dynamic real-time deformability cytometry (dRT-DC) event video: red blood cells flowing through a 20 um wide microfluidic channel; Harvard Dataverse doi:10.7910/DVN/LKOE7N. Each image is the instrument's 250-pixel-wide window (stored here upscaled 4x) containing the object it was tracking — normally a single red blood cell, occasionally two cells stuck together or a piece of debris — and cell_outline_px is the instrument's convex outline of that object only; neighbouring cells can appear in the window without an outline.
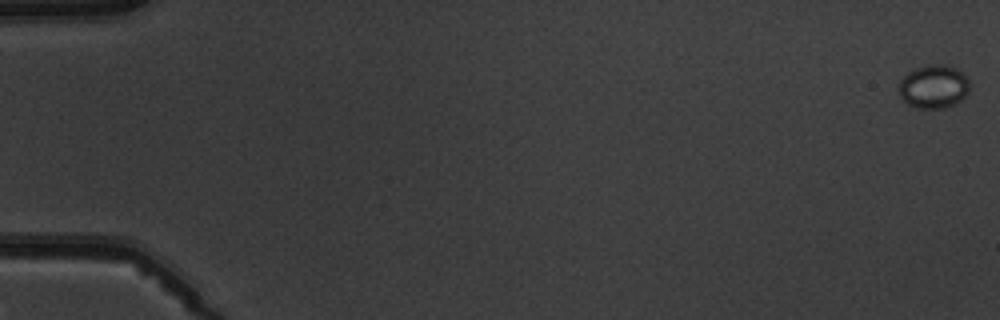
{"species": "common noctule bat (a hibernating species)", "species_latin": "Nyctalus noctula", "temperature_condition": "warm", "stored_images_in_passage": 6, "camera_frame_rate_fps": 3000, "um_per_image_px": 0.085, "animal": {"sex": "male", "body_mass_g": 19.5, "forearm_length_mm": 54.6}, "frame": {"image": 1, "passage_image": 1, "time_ms": 0.0, "image_size_px": [1000, 320], "cell_outline_px": [[968, 92], [956, 104], [944, 108], [916, 108], [908, 104], [900, 96], [900, 80], [908, 72], [916, 68], [928, 64], [944, 64], [956, 68], [968, 80]], "centroid_in_image_um": [79.35, 7.36], "position_along_channel_um": 5.7, "area_um2": 17.74}}
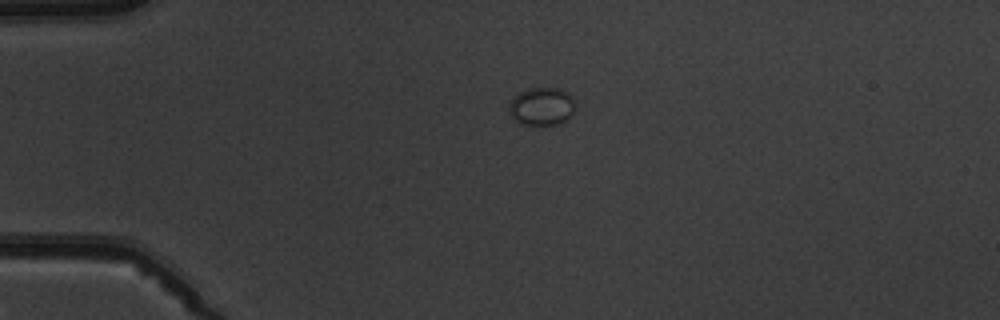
{"frame": {"image": 2, "passage_image": 5, "time_ms": 4.333, "image_size_px": [1000, 320], "cell_outline_px": [[576, 108], [572, 116], [556, 124], [540, 128], [520, 124], [512, 116], [508, 108], [508, 104], [512, 96], [524, 88], [560, 88], [568, 92], [572, 96], [576, 104]], "centroid_in_image_um": [46.04, 9.06], "position_along_channel_um": 39.0, "area_um2": 15.49}}